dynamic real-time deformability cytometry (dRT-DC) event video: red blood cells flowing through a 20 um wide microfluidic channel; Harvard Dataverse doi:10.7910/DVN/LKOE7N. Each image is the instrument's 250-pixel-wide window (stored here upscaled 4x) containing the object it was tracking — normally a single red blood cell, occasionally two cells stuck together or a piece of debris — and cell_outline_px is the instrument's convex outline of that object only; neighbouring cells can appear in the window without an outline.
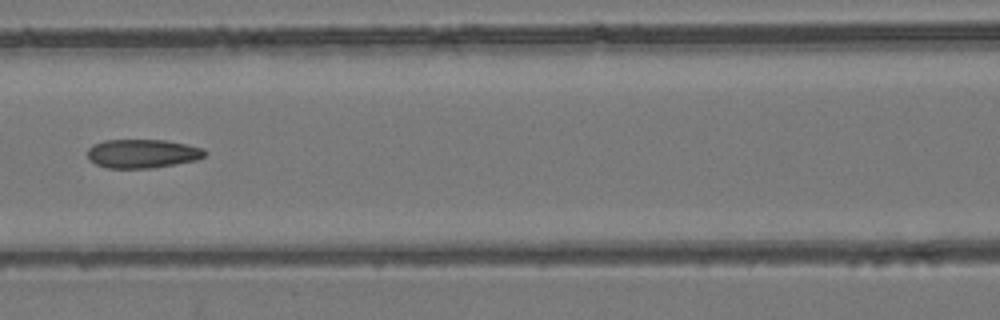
{"species": "common noctule bat (a hibernating species)", "species_latin": "Nyctalus noctula", "temperature_condition": "room temperature", "stored_images_in_passage": 3, "camera_frame_rate_fps": 3000, "um_per_image_px": 0.085, "animal": {"sex": "female", "body_mass_g": 24.6, "forearm_length_mm": 56.2}, "frame": {"image": 1, "passage_image": 3, "time_ms": 2.333, "image_size_px": [1000, 320], "cell_outline_px": [[208, 152], [204, 156], [196, 160], [176, 164], [152, 168], [108, 168], [96, 164], [88, 160], [88, 148], [92, 144], [104, 140], [164, 140], [204, 148]], "centroid_in_image_um": [12.09, 13.06], "position_along_channel_um": 154.5, "area_um2": 19.77}}